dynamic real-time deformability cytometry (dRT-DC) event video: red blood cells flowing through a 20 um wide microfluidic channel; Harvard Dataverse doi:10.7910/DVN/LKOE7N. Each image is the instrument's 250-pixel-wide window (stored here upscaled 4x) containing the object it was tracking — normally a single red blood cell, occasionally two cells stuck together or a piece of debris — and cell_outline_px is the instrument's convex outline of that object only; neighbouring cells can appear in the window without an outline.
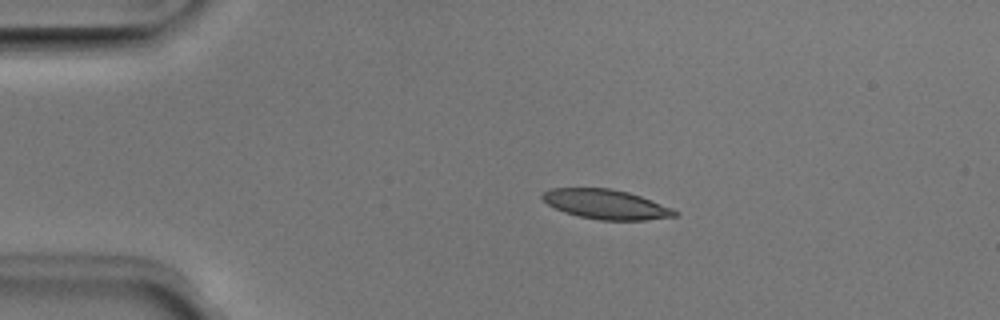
{"species": "Egyptian fruit bat (a non-hibernating species)", "species_latin": "Rousettus aegyptiacus", "temperature_condition": "room temperature", "stored_images_in_passage": 42, "camera_frame_rate_fps": 3000, "um_per_image_px": 0.085, "animal": {"sex": "male"}, "frame": {"image": 1, "passage_image": 1, "time_ms": 0.0, "image_size_px": [1000, 320], "cell_outline_px": [[680, 212], [676, 216], [644, 220], [600, 220], [580, 216], [564, 212], [548, 204], [540, 196], [544, 192], [552, 188], [612, 188], [628, 192], [640, 196], [672, 208]], "centroid_in_image_um": [51.52, 17.36], "position_along_channel_um": 33.5, "area_um2": 22.66}}
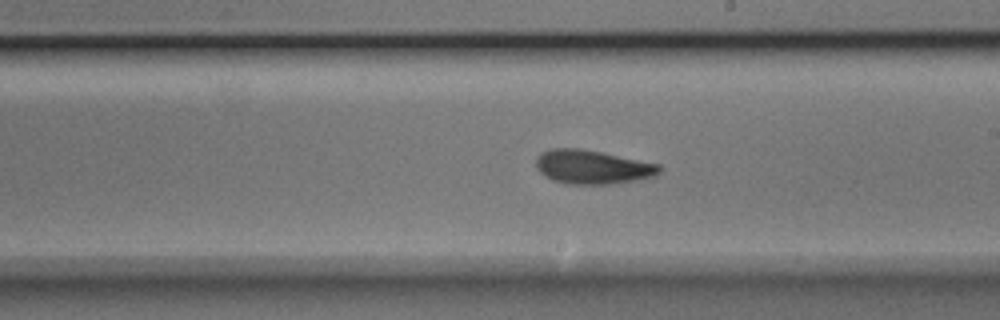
{"frame": {"image": 2, "passage_image": 20, "time_ms": 6.333, "image_size_px": [1000, 320], "cell_outline_px": [[660, 172], [656, 176], [636, 180], [608, 184], [568, 184], [552, 180], [544, 176], [536, 168], [536, 156], [540, 152], [548, 148], [580, 148], [660, 164]], "centroid_in_image_um": [50.31, 14.19], "position_along_channel_um": 238.7, "area_um2": 24.51}}
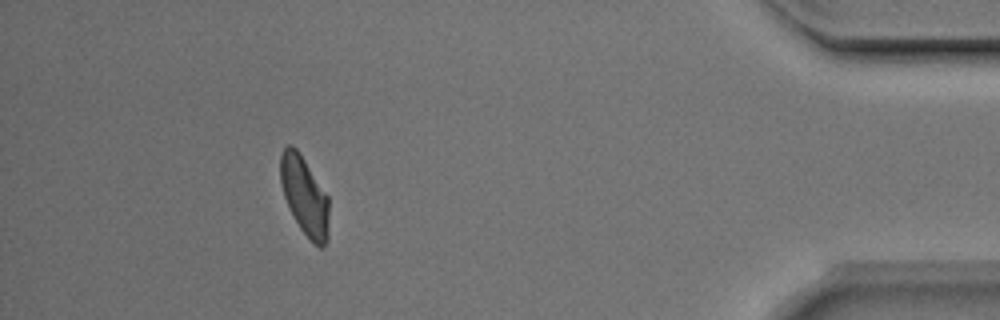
{"frame": {"image": 3, "passage_image": 37, "time_ms": 12.0, "image_size_px": [1000, 320], "cell_outline_px": [[328, 240], [324, 248], [320, 248], [300, 228], [284, 196], [280, 180], [280, 152], [288, 144], [292, 144], [300, 152], [328, 196]], "centroid_in_image_um": [25.89, 16.6], "position_along_channel_um": 409.3, "area_um2": 22.08}, "authors_computed_cell_mechanics": {"area_um2": 23.7269, "velocity_mm_per_s": 3.9649, "shape_relaxation_time_tau1_ms": 2.7752, "shape_relaxation_time_tau2_ms": 1.8705, "deformation_change_tau1": 0.1239, "deformation_change_tau2": 0.0704}}